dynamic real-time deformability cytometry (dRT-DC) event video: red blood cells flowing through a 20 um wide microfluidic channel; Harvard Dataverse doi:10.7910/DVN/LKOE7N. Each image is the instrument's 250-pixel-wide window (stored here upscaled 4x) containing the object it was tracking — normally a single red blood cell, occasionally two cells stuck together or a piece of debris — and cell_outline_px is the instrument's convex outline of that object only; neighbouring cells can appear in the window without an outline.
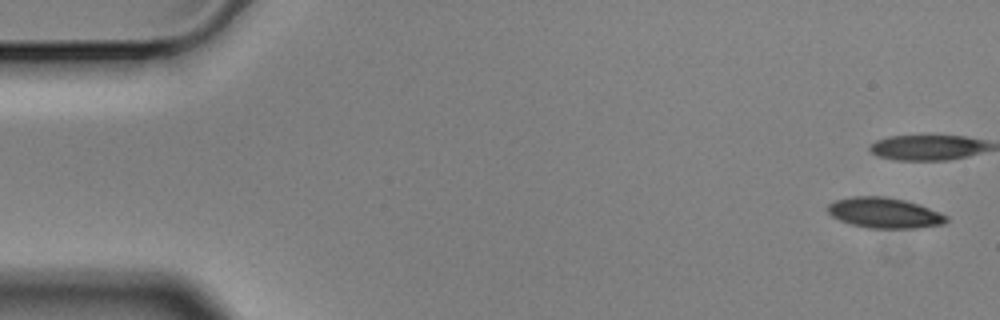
{"species": "Egyptian fruit bat (a non-hibernating species)", "species_latin": "Rousettus aegyptiacus", "temperature_condition": "cold", "stored_images_in_passage": 5, "camera_frame_rate_fps": 3000, "um_per_image_px": 0.085, "animal": {"sex": "male"}, "frame": {"image": 1, "passage_image": 1, "time_ms": 0.0, "image_size_px": [1000, 320], "cell_outline_px": [[948, 220], [944, 224], [916, 228], [868, 228], [852, 224], [840, 220], [832, 216], [828, 212], [828, 204], [836, 200], [852, 196], [884, 196], [904, 200], [920, 204], [940, 212], [948, 216]], "centroid_in_image_um": [75.2, 18.09], "position_along_channel_um": 9.8, "area_um2": 21.1}}